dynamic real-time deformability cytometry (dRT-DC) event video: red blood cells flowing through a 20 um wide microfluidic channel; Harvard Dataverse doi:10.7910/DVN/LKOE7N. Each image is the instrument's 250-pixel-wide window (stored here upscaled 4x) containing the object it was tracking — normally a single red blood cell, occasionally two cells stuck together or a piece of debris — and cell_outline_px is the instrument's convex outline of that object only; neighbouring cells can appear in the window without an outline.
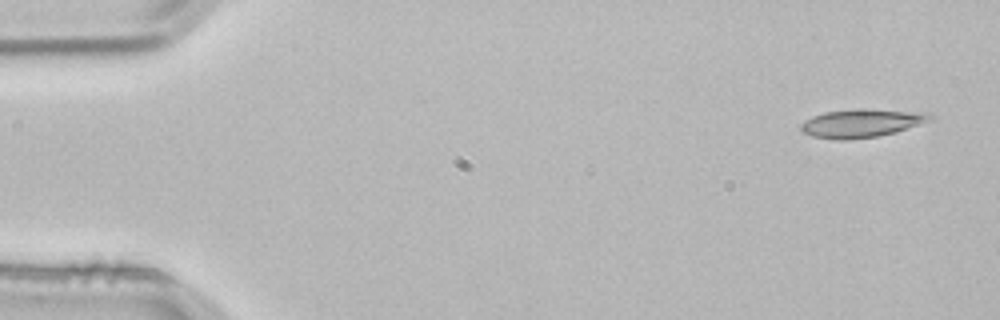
{"species": "common noctule bat (a hibernating species)", "species_latin": "Nyctalus noctula", "temperature_condition": "room temperature", "stored_images_in_passage": 3, "camera_frame_rate_fps": 3000, "um_per_image_px": 0.085, "animal": {"sex": "male", "body_mass_g": 21.5, "forearm_length_mm": 52.0}, "frame": {"image": 1, "passage_image": 1, "time_ms": 0.0, "image_size_px": [1000, 320], "cell_outline_px": [[936, 120], [896, 132], [880, 136], [848, 140], [836, 140], [812, 136], [800, 132], [800, 124], [804, 120], [812, 116], [824, 112], [868, 108], [932, 112], [936, 116]], "centroid_in_image_um": [73.33, 10.46], "position_along_channel_um": 11.7, "area_um2": 22.14}}